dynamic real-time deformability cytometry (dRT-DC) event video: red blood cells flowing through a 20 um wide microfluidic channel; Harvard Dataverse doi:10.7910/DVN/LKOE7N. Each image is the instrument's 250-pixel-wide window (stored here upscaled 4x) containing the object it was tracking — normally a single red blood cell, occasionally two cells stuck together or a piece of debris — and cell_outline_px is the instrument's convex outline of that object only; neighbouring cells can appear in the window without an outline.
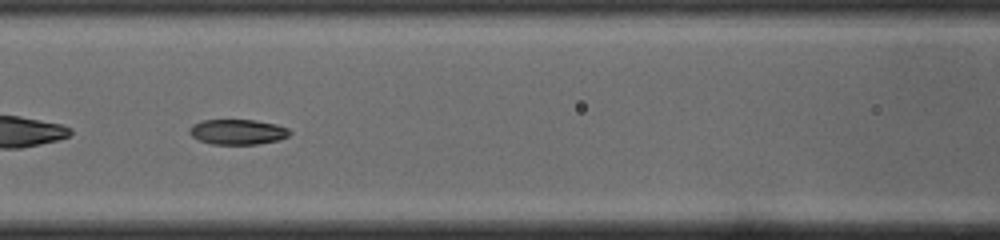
{"species": "common noctule bat (a hibernating species)", "species_latin": "Nyctalus noctula", "temperature_condition": "cold", "stored_images_in_passage": 47, "camera_frame_rate_fps": 3000, "um_per_image_px": 0.085, "animal": {"sex": "male", "body_mass_g": 19.0, "forearm_length_mm": 50.8}, "frame": {"image": 1, "passage_image": 21, "time_ms": 6.667, "image_size_px": [1000, 240], "cell_outline_px": [[292, 132], [288, 136], [280, 140], [256, 144], [212, 144], [200, 140], [192, 136], [188, 132], [188, 128], [192, 124], [204, 120], [252, 120], [276, 124], [288, 128]], "centroid_in_image_um": [20.2, 11.21], "position_along_channel_um": 146.4, "area_um2": 14.74}}
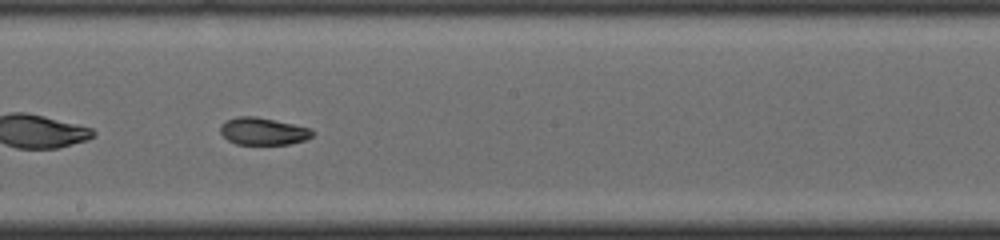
{"frame": {"image": 2, "passage_image": 27, "time_ms": 8.667, "image_size_px": [1000, 240], "cell_outline_px": [[316, 132], [312, 136], [304, 140], [288, 144], [236, 144], [228, 140], [220, 132], [220, 124], [224, 120], [240, 116], [256, 116], [292, 124], [308, 128]], "centroid_in_image_um": [22.32, 11.15], "position_along_channel_um": 225.9, "area_um2": 14.57}, "authors_computed_cell_mechanics": {"area_um2": 16.0684, "velocity_mm_per_s": 3.9836, "shape_relaxation_time_tau1_ms": null, "shape_relaxation_time_tau2_ms": 2.4201, "deformation_change_tau1": null, "deformation_change_tau2": 0.0664}}